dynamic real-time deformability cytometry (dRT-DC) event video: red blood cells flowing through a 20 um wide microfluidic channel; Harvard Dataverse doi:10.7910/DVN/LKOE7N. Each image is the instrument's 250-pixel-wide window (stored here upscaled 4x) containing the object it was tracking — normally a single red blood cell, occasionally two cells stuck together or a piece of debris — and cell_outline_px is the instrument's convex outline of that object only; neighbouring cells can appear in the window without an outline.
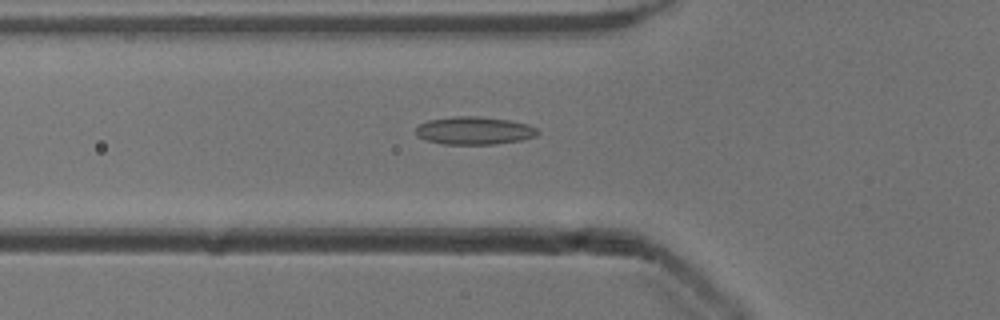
{"species": "common noctule bat (a hibernating species)", "species_latin": "Nyctalus noctula", "temperature_condition": "cold", "stored_images_in_passage": 43, "camera_frame_rate_fps": 3000, "um_per_image_px": 0.085, "animal": {"sex": "male", "body_mass_g": 13.3}, "frame": {"image": 1, "passage_image": 9, "time_ms": 2.667, "image_size_px": [1000, 320], "cell_outline_px": [[540, 132], [536, 136], [520, 140], [496, 144], [444, 144], [428, 140], [420, 136], [416, 132], [416, 128], [420, 124], [428, 120], [452, 116], [480, 116], [508, 120], [528, 124], [536, 128]], "centroid_in_image_um": [40.34, 11.09], "position_along_channel_um": 85.5, "area_um2": 19.65}}
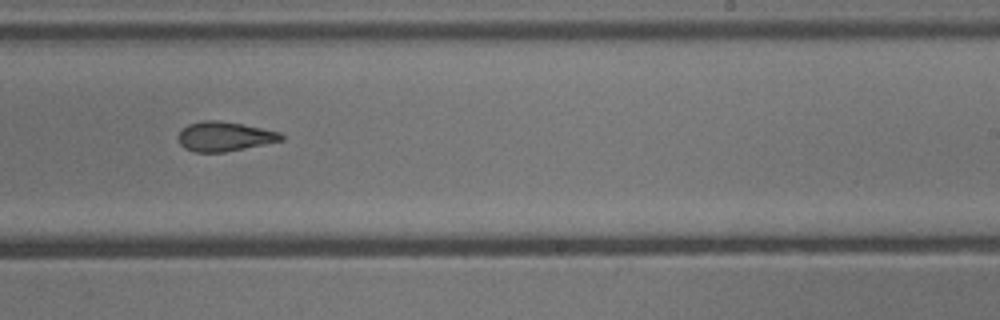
{"frame": {"image": 2, "passage_image": 23, "time_ms": 7.333, "image_size_px": [1000, 320], "cell_outline_px": [[284, 140], [224, 152], [196, 152], [184, 148], [180, 144], [176, 136], [188, 124], [200, 120], [220, 120], [244, 124], [280, 132], [284, 136]], "centroid_in_image_um": [19.07, 11.58], "position_along_channel_um": 269.9, "area_um2": 17.8}}
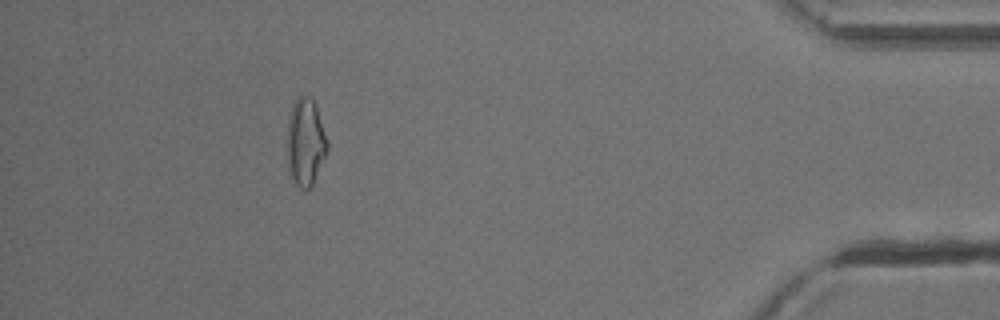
{"frame": {"image": 3, "passage_image": 38, "time_ms": 12.333, "image_size_px": [1000, 320], "cell_outline_px": [[328, 148], [312, 188], [300, 188], [296, 184], [288, 172], [288, 116], [292, 104], [300, 92], [308, 96], [316, 104], [328, 144]], "centroid_in_image_um": [25.96, 12.05], "position_along_channel_um": 409.2, "area_um2": 20.58}, "authors_computed_cell_mechanics": {"area_um2": 18.5538, "velocity_mm_per_s": 3.9295, "shape_relaxation_time_tau1_ms": null, "shape_relaxation_time_tau2_ms": 2.913, "deformation_change_tau1": null, "deformation_change_tau2": 0.1149}}